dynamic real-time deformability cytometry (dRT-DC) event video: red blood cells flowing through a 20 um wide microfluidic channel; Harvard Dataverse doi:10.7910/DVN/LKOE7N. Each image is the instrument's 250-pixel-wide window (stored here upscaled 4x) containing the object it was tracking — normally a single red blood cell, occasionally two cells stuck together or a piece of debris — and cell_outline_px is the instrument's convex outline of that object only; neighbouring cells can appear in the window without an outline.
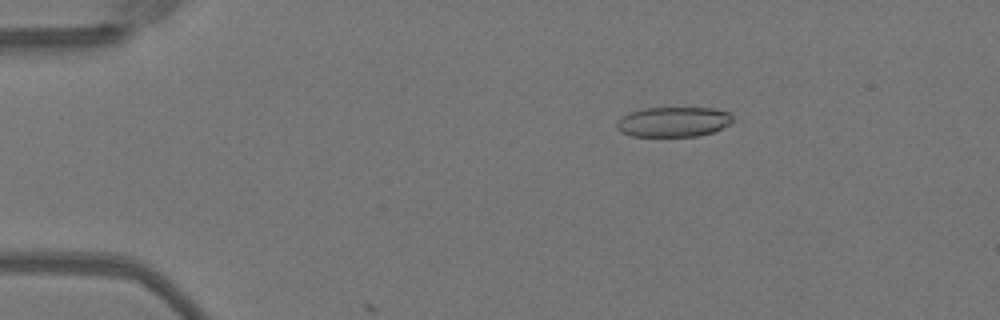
{"species": "Egyptian fruit bat (a non-hibernating species)", "species_latin": "Rousettus aegyptiacus", "temperature_condition": "warm", "stored_images_in_passage": 11, "camera_frame_rate_fps": 3000, "um_per_image_px": 0.085, "animal": {"sex": "female"}, "frame": {"image": 1, "passage_image": 9, "time_ms": 2.667, "image_size_px": [1000, 320], "cell_outline_px": [[732, 120], [728, 124], [712, 132], [696, 136], [632, 136], [620, 132], [616, 128], [616, 124], [628, 112], [644, 108], [712, 108], [728, 112], [732, 116]], "centroid_in_image_um": [57.2, 10.35], "position_along_channel_um": 27.8, "area_um2": 20.06}}